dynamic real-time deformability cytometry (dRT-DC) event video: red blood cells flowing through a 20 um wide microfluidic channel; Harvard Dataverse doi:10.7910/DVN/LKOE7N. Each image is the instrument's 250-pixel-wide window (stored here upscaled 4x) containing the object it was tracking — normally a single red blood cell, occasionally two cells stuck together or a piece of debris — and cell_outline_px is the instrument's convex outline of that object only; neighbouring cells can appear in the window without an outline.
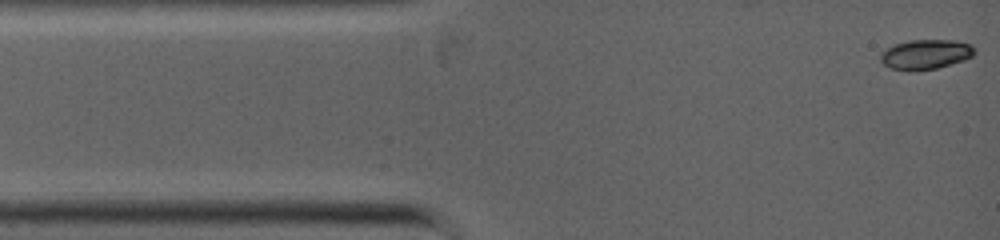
{"species": "common noctule bat (a hibernating species)", "species_latin": "Nyctalus noctula", "temperature_condition": "warm", "stored_images_in_passage": 2, "camera_frame_rate_fps": 5000, "um_per_image_px": 0.085, "animal": {"sex": "female", "body_mass_g": 19.0, "forearm_length_mm": 53.3}, "frame": {"image": 1, "passage_image": 2, "time_ms": 0.4, "image_size_px": [1000, 240], "cell_outline_px": [[976, 52], [972, 56], [964, 60], [936, 68], [912, 72], [908, 72], [892, 68], [884, 64], [880, 60], [880, 52], [896, 44], [912, 40], [952, 40], [972, 44], [976, 48]], "centroid_in_image_um": [78.69, 4.63], "position_along_channel_um": 6.3, "area_um2": 16.42}}